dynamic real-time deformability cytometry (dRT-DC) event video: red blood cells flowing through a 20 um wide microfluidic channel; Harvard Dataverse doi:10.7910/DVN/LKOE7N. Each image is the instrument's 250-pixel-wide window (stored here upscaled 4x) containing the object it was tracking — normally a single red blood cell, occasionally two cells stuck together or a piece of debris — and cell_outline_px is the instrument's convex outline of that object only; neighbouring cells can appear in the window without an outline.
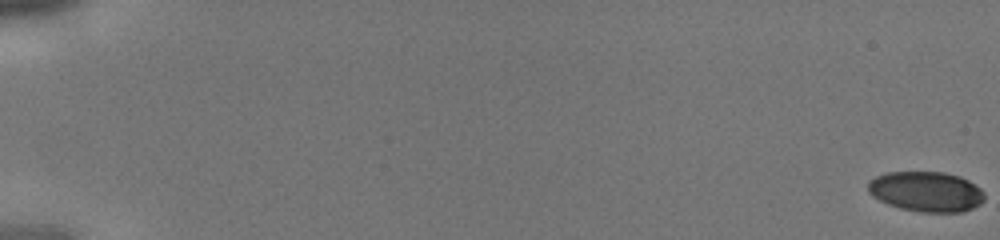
{"species": "human", "species_latin": "Homo sapiens", "temperature_condition": "cold", "stored_images_in_passage": 19, "camera_frame_rate_fps": 3000, "um_per_image_px": 0.085, "donor": {"sex": "male"}, "frame": {"image": 1, "passage_image": 1, "time_ms": 0.0, "image_size_px": [1000, 240], "cell_outline_px": [[984, 200], [980, 204], [964, 212], [920, 212], [900, 208], [888, 204], [872, 196], [868, 192], [868, 180], [884, 172], [944, 172], [960, 176], [968, 180], [980, 188], [984, 192]], "centroid_in_image_um": [78.72, 16.28], "position_along_channel_um": 6.3, "area_um2": 27.46}}
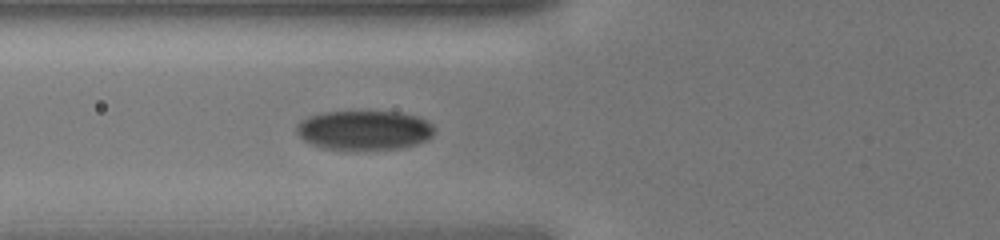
{"frame": {"image": 2, "passage_image": 11, "time_ms": 3.333, "image_size_px": [1000, 240], "cell_outline_px": [[436, 128], [432, 136], [416, 144], [400, 148], [324, 148], [312, 144], [304, 140], [296, 132], [296, 124], [308, 116], [320, 112], [400, 112], [416, 116], [432, 124]], "centroid_in_image_um": [30.95, 11.04], "position_along_channel_um": 94.9, "area_um2": 31.15}}
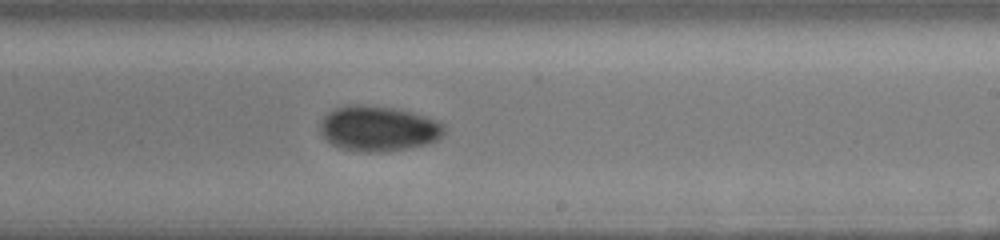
{"frame": {"image": 3, "passage_image": 19, "time_ms": 6.0, "image_size_px": [1000, 240], "cell_outline_px": [[444, 132], [436, 140], [428, 144], [388, 152], [364, 152], [340, 148], [332, 144], [320, 132], [320, 120], [328, 112], [336, 108], [348, 104], [364, 104], [392, 108], [412, 112], [440, 120], [444, 124]], "centroid_in_image_um": [32.16, 10.92], "position_along_channel_um": 256.8, "area_um2": 33.0}}